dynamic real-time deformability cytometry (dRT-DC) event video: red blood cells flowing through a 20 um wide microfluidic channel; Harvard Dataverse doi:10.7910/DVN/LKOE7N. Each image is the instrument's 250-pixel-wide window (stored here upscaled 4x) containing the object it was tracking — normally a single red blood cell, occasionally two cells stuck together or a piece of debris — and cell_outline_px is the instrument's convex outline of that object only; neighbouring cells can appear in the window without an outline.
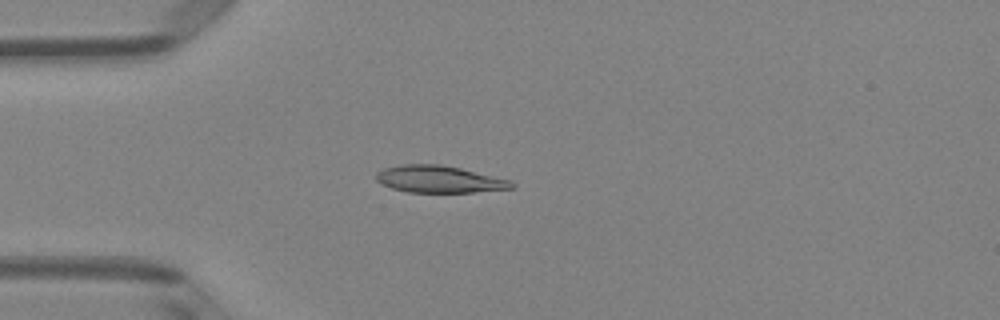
{"species": "Egyptian fruit bat (a non-hibernating species)", "species_latin": "Rousettus aegyptiacus", "temperature_condition": "room temperature", "stored_images_in_passage": 39, "camera_frame_rate_fps": 3000, "um_per_image_px": 0.085, "animal": {"sex": "female"}, "frame": {"image": 1, "passage_image": 10, "time_ms": 3.0, "image_size_px": [1000, 320], "cell_outline_px": [[516, 188], [472, 192], [408, 192], [392, 188], [376, 180], [376, 172], [384, 168], [404, 164], [440, 164], [460, 168], [512, 180], [516, 184]], "centroid_in_image_um": [37.38, 15.23], "position_along_channel_um": 47.6, "area_um2": 21.33}}
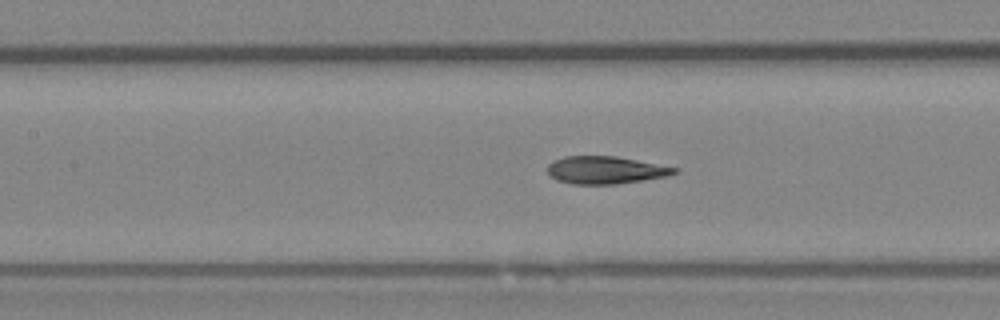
{"frame": {"image": 2, "passage_image": 19, "time_ms": 6.0, "image_size_px": [1000, 320], "cell_outline_px": [[680, 168], [676, 172], [668, 176], [644, 180], [616, 184], [572, 184], [556, 180], [548, 176], [548, 164], [564, 156], [616, 156]], "centroid_in_image_um": [51.46, 14.46], "position_along_channel_um": 155.9, "area_um2": 20.46}}
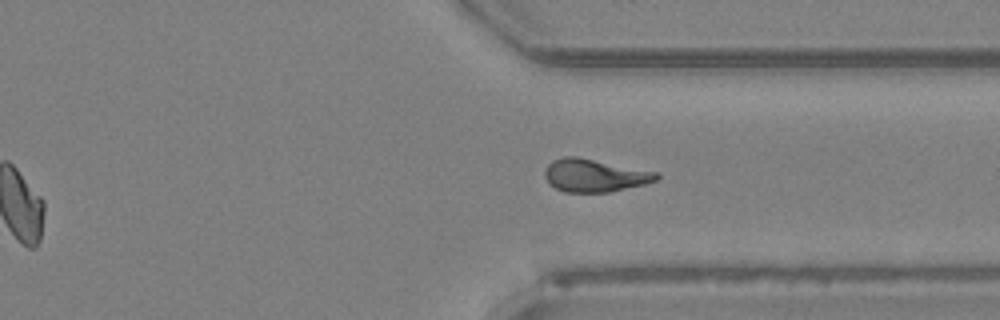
{"frame": {"image": 3, "passage_image": 34, "time_ms": 11.0, "image_size_px": [1000, 320], "cell_outline_px": [[660, 176], [656, 180], [644, 184], [608, 192], [564, 192], [548, 184], [544, 176], [544, 172], [548, 164], [552, 160], [564, 156], [576, 156], [660, 172]], "centroid_in_image_um": [50.53, 14.9], "position_along_channel_um": 360.9, "area_um2": 21.5}, "authors_computed_cell_mechanics": {"area_um2": 20.9236, "velocity_mm_per_s": 4.0995, "shape_relaxation_time_tau1_ms": 11.0868, "shape_relaxation_time_tau2_ms": 2.2973, "deformation_change_tau1": 0.2943, "deformation_change_tau2": 0.0891}}